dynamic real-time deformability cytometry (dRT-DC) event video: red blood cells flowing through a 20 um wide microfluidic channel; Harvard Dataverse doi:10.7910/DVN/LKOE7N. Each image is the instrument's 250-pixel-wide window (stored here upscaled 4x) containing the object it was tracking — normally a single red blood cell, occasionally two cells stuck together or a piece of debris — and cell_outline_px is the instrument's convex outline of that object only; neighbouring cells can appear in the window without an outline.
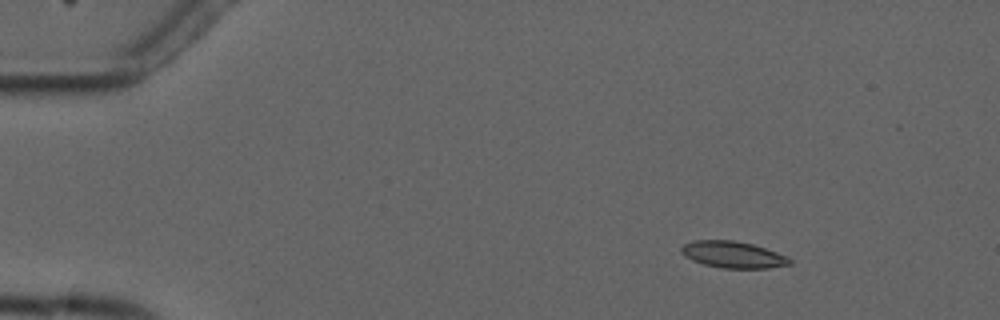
{"species": "common noctule bat (a hibernating species)", "species_latin": "Nyctalus noctula", "temperature_condition": "cold", "stored_images_in_passage": 5, "camera_frame_rate_fps": 3000, "um_per_image_px": 0.085, "animal": {"sex": "male", "forearm_length_mm": 52.5}, "frame": {"image": 1, "passage_image": 3, "time_ms": 2.333, "image_size_px": [1000, 320], "cell_outline_px": [[792, 264], [768, 268], [720, 268], [704, 264], [692, 260], [684, 256], [680, 252], [680, 248], [684, 244], [692, 240], [732, 240], [752, 244], [788, 256], [792, 260]], "centroid_in_image_um": [62.29, 21.64], "position_along_channel_um": 22.7, "area_um2": 16.88}}